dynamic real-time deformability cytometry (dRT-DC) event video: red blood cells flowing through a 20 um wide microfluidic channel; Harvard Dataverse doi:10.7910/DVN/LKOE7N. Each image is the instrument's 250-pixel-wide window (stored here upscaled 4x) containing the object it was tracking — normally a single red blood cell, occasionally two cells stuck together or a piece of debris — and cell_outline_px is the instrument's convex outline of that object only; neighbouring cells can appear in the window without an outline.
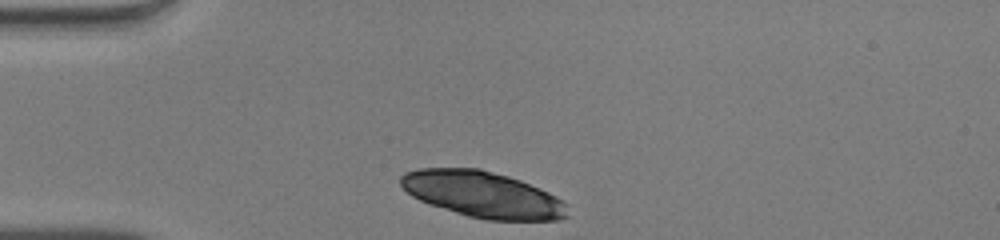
{"species": "human", "species_latin": "Homo sapiens", "temperature_condition": "warm", "stored_images_in_passage": 30, "camera_frame_rate_fps": 3000, "um_per_image_px": 0.085, "donor": {"sex": "male"}, "frame": {"image": 1, "passage_image": 1, "time_ms": 0.0, "image_size_px": [1000, 240], "cell_outline_px": [[568, 216], [556, 220], [488, 220], [468, 216], [420, 200], [412, 196], [400, 184], [400, 176], [404, 172], [420, 168], [480, 168], [508, 176], [520, 180], [548, 192], [556, 196], [564, 204]], "centroid_in_image_um": [41.01, 16.52], "position_along_channel_um": 44.0, "area_um2": 44.33}}
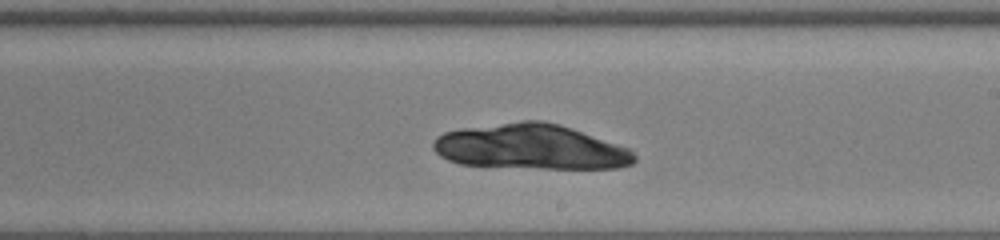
{"frame": {"image": 2, "passage_image": 18, "time_ms": 5.667, "image_size_px": [1000, 240], "cell_outline_px": [[636, 160], [632, 164], [616, 168], [540, 168], [460, 164], [448, 160], [440, 156], [432, 148], [432, 144], [436, 136], [444, 132], [460, 128], [520, 120], [544, 120], [560, 124], [572, 128], [628, 148], [636, 156]], "centroid_in_image_um": [45.07, 12.47], "position_along_channel_um": 243.9, "area_um2": 53.0}}
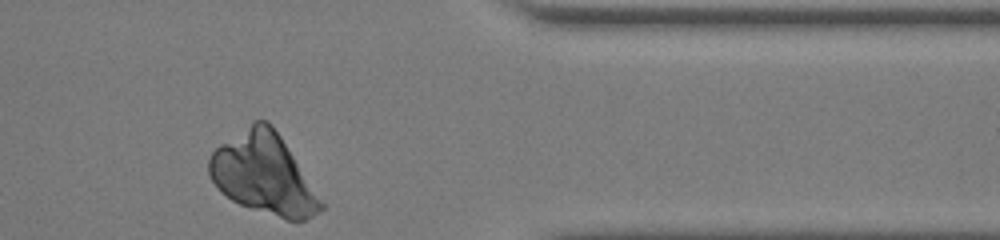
{"frame": {"image": 3, "passage_image": 30, "time_ms": 9.667, "image_size_px": [1000, 240], "cell_outline_px": [[324, 208], [312, 216], [304, 220], [288, 220], [240, 204], [232, 200], [220, 192], [212, 180], [208, 172], [208, 160], [212, 152], [220, 144], [252, 120], [264, 120], [272, 124], [280, 136], [324, 204]], "centroid_in_image_um": [22.37, 14.77], "position_along_channel_um": 389.0, "area_um2": 51.85}}